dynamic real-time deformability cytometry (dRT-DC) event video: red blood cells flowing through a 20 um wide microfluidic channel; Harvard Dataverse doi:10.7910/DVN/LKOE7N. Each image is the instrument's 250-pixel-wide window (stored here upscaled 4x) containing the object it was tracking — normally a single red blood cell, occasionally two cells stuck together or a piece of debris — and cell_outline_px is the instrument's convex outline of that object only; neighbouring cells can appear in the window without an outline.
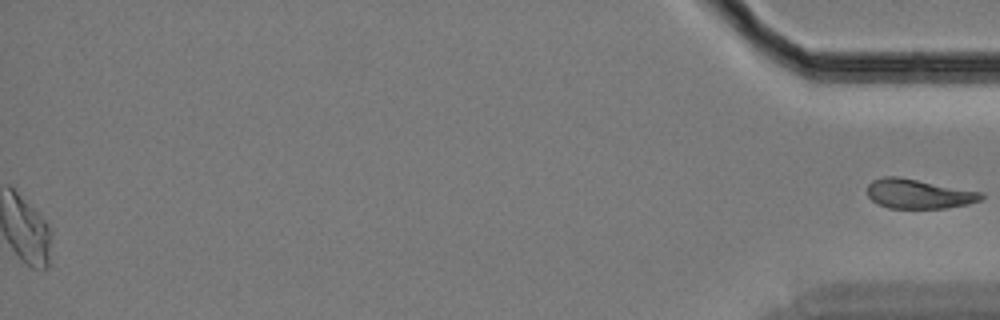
{"species": "Egyptian fruit bat (a non-hibernating species)", "species_latin": "Rousettus aegyptiacus", "temperature_condition": "cold", "stored_images_in_passage": 59, "segment_of_instrument_passage": [2, 2], "camera_frame_rate_fps": 3000, "um_per_image_px": 0.085, "animal": {"sex": "female"}, "frame": {"image": 1, "passage_image": 59, "time_ms": 19.333, "image_size_px": [1000, 320], "cell_outline_px": [[984, 196], [980, 200], [968, 204], [944, 208], [888, 208], [876, 204], [868, 196], [868, 184], [872, 180], [884, 176], [900, 176], [984, 192]], "centroid_in_image_um": [78.08, 16.46], "position_along_channel_um": 357.1, "area_um2": 19.83}}